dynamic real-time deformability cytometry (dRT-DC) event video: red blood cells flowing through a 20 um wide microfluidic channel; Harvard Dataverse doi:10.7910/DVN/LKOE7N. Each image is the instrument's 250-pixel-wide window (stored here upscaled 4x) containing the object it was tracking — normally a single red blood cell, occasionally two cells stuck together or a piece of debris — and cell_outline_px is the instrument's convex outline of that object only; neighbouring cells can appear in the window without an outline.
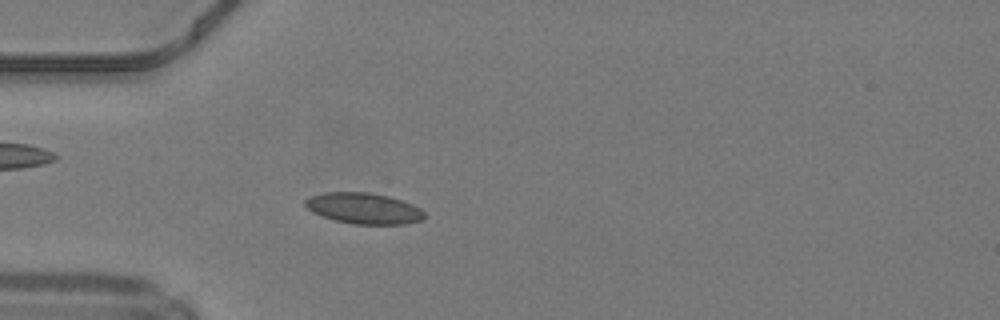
{"species": "common noctule bat (a hibernating species)", "species_latin": "Nyctalus noctula", "temperature_condition": "warm", "stored_images_in_passage": 48, "camera_frame_rate_fps": 3000, "um_per_image_px": 0.085, "animal": {"sex": "male", "body_mass_g": 19.2, "forearm_length_mm": 51.8}, "frame": {"image": 1, "passage_image": 14, "time_ms": 4.333, "image_size_px": [1000, 320], "cell_outline_px": [[424, 216], [420, 220], [404, 224], [352, 224], [336, 220], [312, 212], [304, 204], [304, 200], [312, 196], [324, 192], [368, 192], [388, 196], [412, 204], [420, 208], [424, 212]], "centroid_in_image_um": [30.91, 17.7], "position_along_channel_um": 54.1, "area_um2": 21.27}}
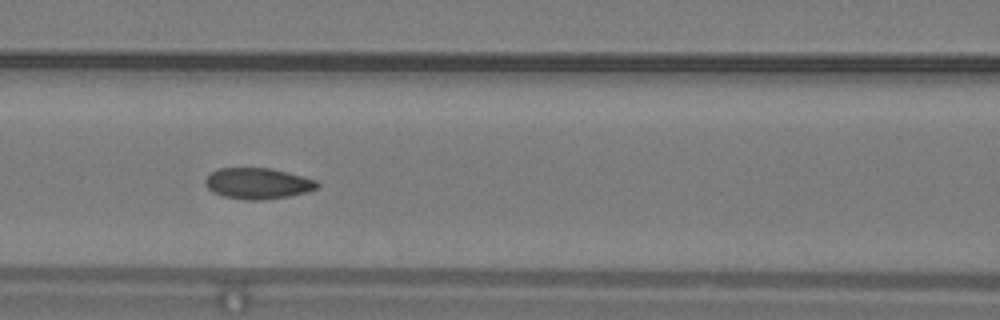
{"frame": {"image": 2, "passage_image": 21, "time_ms": 6.667, "image_size_px": [1000, 320], "cell_outline_px": [[320, 184], [316, 188], [308, 192], [288, 196], [260, 200], [244, 200], [224, 196], [212, 192], [204, 184], [204, 180], [216, 168], [268, 168], [288, 172], [304, 176], [316, 180]], "centroid_in_image_um": [21.91, 15.59], "position_along_channel_um": 144.7, "area_um2": 20.29}, "authors_computed_cell_mechanics": {"area_um2": 20.1433, "velocity_mm_per_s": 4.2122, "shape_relaxation_time_tau1_ms": 4.2623, "shape_relaxation_time_tau2_ms": 1.1492, "deformation_change_tau1": 0.1253, "deformation_change_tau2": 0.0539}}